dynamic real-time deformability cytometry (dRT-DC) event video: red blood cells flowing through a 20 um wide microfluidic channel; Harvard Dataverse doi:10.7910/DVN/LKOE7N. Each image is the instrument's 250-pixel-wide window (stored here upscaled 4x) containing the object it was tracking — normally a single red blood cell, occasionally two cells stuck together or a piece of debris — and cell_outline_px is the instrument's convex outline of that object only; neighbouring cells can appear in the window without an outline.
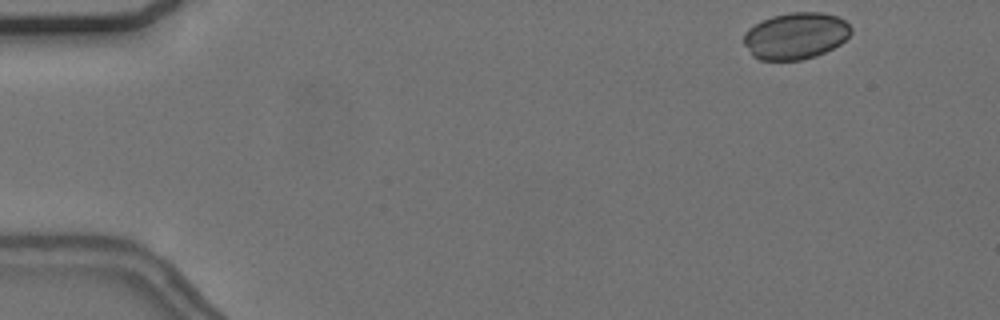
{"species": "common noctule bat (a hibernating species)", "species_latin": "Nyctalus noctula", "temperature_condition": "cold", "stored_images_in_passage": 32, "camera_frame_rate_fps": 3000, "um_per_image_px": 0.085, "animal": {"sex": "female", "body_mass_g": 24.6, "forearm_length_mm": 56.2}, "frame": {"image": 1, "passage_image": 1, "time_ms": 0.0, "image_size_px": [1000, 320], "cell_outline_px": [[852, 32], [840, 44], [816, 56], [800, 60], [760, 60], [752, 56], [744, 44], [744, 32], [748, 28], [772, 16], [788, 12], [820, 12], [836, 16], [844, 20], [852, 28]], "centroid_in_image_um": [67.62, 3.05], "position_along_channel_um": 17.4, "area_um2": 29.13}}